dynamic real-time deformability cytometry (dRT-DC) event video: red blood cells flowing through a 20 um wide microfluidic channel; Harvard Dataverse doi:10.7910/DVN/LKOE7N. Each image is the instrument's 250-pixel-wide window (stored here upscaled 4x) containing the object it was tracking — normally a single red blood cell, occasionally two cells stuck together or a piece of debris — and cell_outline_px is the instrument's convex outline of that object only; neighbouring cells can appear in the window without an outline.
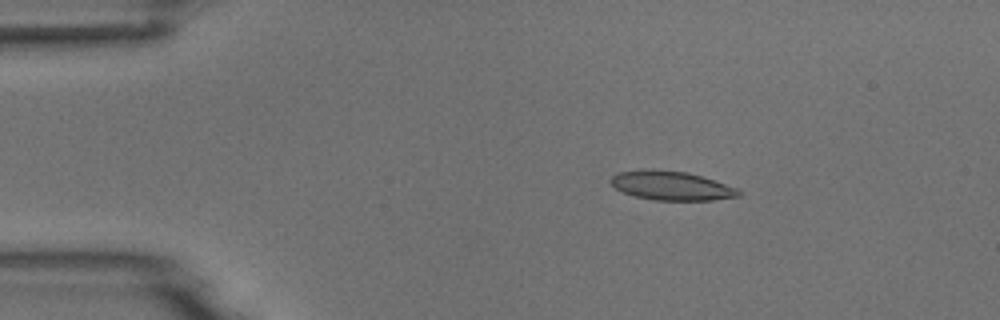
{"species": "common noctule bat (a hibernating species)", "species_latin": "Nyctalus noctula", "temperature_condition": "room temperature", "stored_images_in_passage": 2, "camera_frame_rate_fps": 3000, "um_per_image_px": 0.085, "animal": {"sex": "male", "body_mass_g": 18.8}, "frame": {"image": 1, "passage_image": 1, "time_ms": 0.0, "image_size_px": [1000, 320], "cell_outline_px": [[740, 196], [712, 200], [656, 200], [636, 196], [624, 192], [616, 188], [608, 180], [612, 176], [620, 172], [648, 168], [688, 172], [736, 188], [740, 192]], "centroid_in_image_um": [57.03, 15.77], "position_along_channel_um": 28.0, "area_um2": 21.39}}